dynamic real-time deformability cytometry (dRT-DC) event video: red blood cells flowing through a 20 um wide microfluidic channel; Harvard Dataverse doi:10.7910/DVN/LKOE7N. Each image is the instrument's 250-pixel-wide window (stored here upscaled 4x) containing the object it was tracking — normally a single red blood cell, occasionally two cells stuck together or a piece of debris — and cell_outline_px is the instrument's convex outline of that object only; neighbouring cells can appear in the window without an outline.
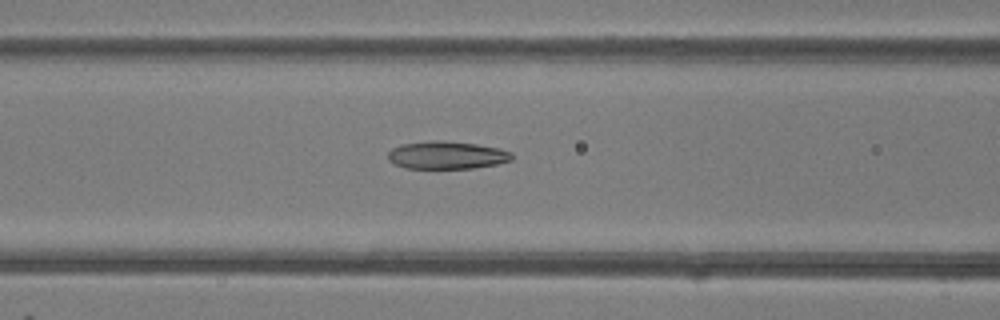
{"species": "common noctule bat (a hibernating species)", "species_latin": "Nyctalus noctula", "temperature_condition": "room temperature", "stored_images_in_passage": 47, "camera_frame_rate_fps": 3000, "um_per_image_px": 0.085, "animal": {"sex": "female"}, "frame": {"image": 1, "passage_image": 19, "time_ms": 6.0, "image_size_px": [1000, 320], "cell_outline_px": [[512, 160], [496, 164], [472, 168], [404, 168], [388, 160], [388, 152], [392, 148], [400, 144], [436, 140], [444, 140], [476, 144], [500, 148], [512, 152]], "centroid_in_image_um": [37.97, 13.18], "position_along_channel_um": 128.6, "area_um2": 20.06}}
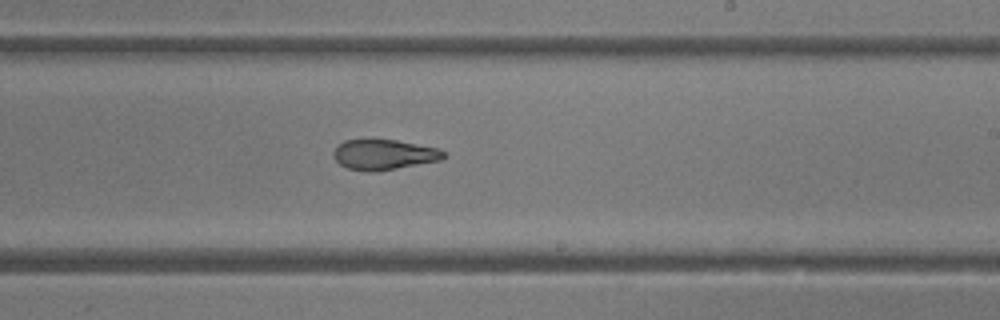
{"frame": {"image": 2, "passage_image": 28, "time_ms": 9.0, "image_size_px": [1000, 320], "cell_outline_px": [[448, 156], [440, 160], [376, 172], [368, 172], [348, 168], [340, 164], [332, 156], [332, 152], [344, 140], [396, 140], [440, 148]], "centroid_in_image_um": [32.65, 13.15], "position_along_channel_um": 256.3, "area_um2": 19.42}}
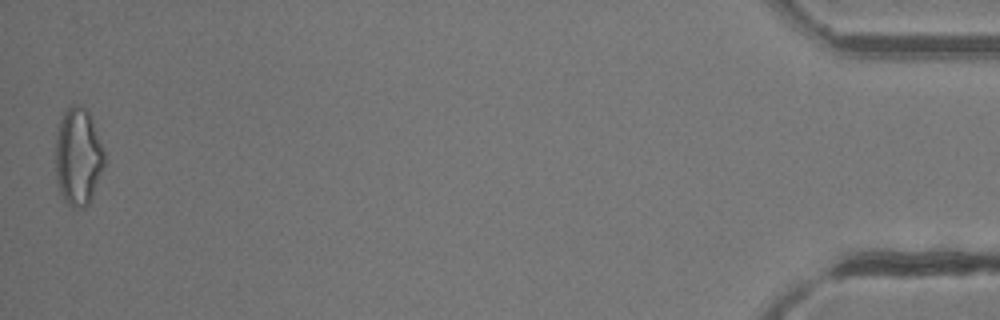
{"frame": {"image": 3, "passage_image": 47, "time_ms": 15.333, "image_size_px": [1000, 320], "cell_outline_px": [[104, 164], [92, 196], [88, 204], [84, 208], [72, 208], [64, 200], [56, 184], [56, 132], [60, 120], [64, 112], [68, 108], [76, 104], [84, 108], [88, 112], [92, 120], [104, 152]], "centroid_in_image_um": [6.61, 13.35], "position_along_channel_um": 428.6, "area_um2": 27.51}, "authors_computed_cell_mechanics": {"area_um2": 21.386, "velocity_mm_per_s": 4.266, "shape_relaxation_time_tau1_ms": null, "shape_relaxation_time_tau2_ms": 1.1116, "deformation_change_tau1": null, "deformation_change_tau2": 0.0866}}